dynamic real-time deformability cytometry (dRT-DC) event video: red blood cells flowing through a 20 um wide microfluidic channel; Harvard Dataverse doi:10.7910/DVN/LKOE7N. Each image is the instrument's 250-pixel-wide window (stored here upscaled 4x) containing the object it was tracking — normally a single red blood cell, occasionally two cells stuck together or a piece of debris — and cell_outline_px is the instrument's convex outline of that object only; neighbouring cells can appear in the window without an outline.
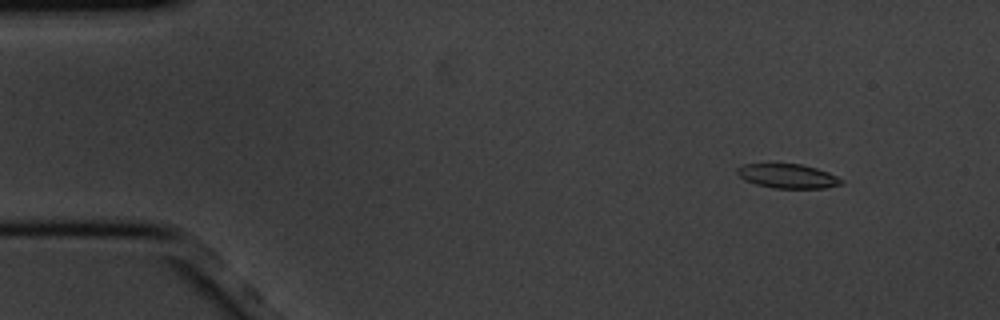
{"species": "common noctule bat (a hibernating species)", "species_latin": "Nyctalus noctula", "temperature_condition": "cold", "stored_images_in_passage": 4, "camera_frame_rate_fps": 3000, "um_per_image_px": 0.085, "animal": {"sex": "male", "body_mass_g": 20.1, "forearm_length_mm": 53.5}, "frame": {"image": 1, "passage_image": 2, "time_ms": 0.333, "image_size_px": [1000, 320], "cell_outline_px": [[844, 184], [824, 188], [772, 188], [756, 184], [744, 180], [736, 172], [736, 168], [744, 164], [800, 164], [816, 168], [828, 172], [844, 180]], "centroid_in_image_um": [66.97, 14.97], "position_along_channel_um": 18.0, "area_um2": 14.74}}
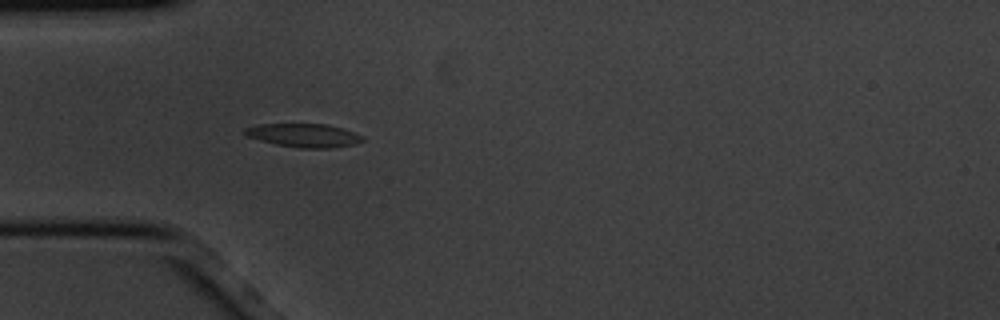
{"frame": {"image": 2, "passage_image": 4, "time_ms": 1.0, "image_size_px": [1000, 320], "cell_outline_px": [[364, 140], [352, 144], [332, 148], [300, 148], [276, 144], [260, 140], [248, 136], [244, 132], [244, 128], [260, 124], [328, 124], [364, 136]], "centroid_in_image_um": [25.82, 11.5], "position_along_channel_um": 59.2, "area_um2": 15.9}}